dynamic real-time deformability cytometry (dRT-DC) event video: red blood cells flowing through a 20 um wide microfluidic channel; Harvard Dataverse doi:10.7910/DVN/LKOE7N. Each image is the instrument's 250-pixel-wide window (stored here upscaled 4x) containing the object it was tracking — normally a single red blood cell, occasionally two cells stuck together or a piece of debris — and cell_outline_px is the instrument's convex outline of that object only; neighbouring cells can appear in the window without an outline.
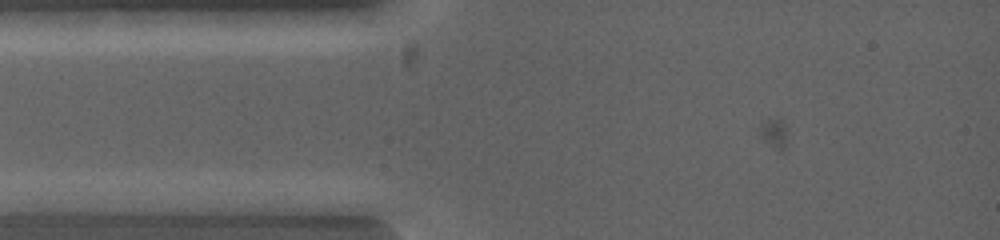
{"species": "common noctule bat (a hibernating species)", "species_latin": "Nyctalus noctula", "temperature_condition": "warm", "stored_images_in_passage": 1, "camera_frame_rate_fps": 5000, "um_per_image_px": 0.085, "animal": {"sex": "female", "body_mass_g": 19.0, "forearm_length_mm": 53.3}, "frame": {"image": 1, "passage_image": 1, "time_ms": 0.0, "image_size_px": [1000, 240], "cell_outline_px": [[304, 216], [268, 216], [216, 208], [200, 200], [284, 192], [300, 200]], "centroid_in_image_um": [22.18, 17.39], "position_along_channel_um": 62.8, "area_um2": 11.79}}